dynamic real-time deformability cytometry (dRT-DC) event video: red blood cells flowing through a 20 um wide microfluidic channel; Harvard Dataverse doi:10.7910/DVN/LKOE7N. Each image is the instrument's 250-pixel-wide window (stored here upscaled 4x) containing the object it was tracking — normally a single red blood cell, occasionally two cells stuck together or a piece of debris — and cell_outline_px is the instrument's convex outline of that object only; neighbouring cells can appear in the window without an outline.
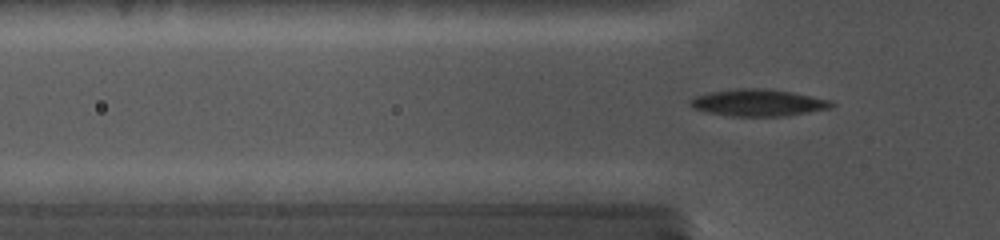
{"species": "common noctule bat (a hibernating species)", "species_latin": "Nyctalus noctula", "temperature_condition": "cold", "stored_images_in_passage": 66, "camera_frame_rate_fps": 5000, "um_per_image_px": 0.085, "animal": {"sex": "female", "body_mass_g": 19.0, "forearm_length_mm": 56.7}, "frame": {"image": 1, "passage_image": 20, "time_ms": 4.8, "image_size_px": [1000, 240], "cell_outline_px": [[836, 104], [832, 108], [784, 116], [732, 116], [708, 112], [692, 108], [688, 104], [692, 100], [700, 96], [712, 92], [740, 88], [756, 88], [792, 92], [832, 100]], "centroid_in_image_um": [64.52, 8.74], "position_along_channel_um": 61.3, "area_um2": 21.79}}
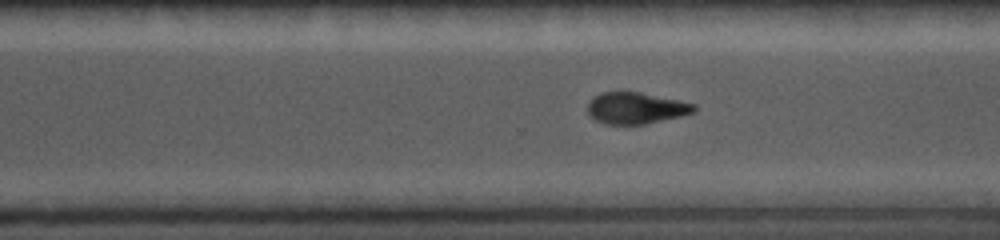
{"frame": {"image": 2, "passage_image": 47, "time_ms": 11.4, "image_size_px": [1000, 240], "cell_outline_px": [[696, 108], [692, 112], [680, 116], [644, 124], [604, 124], [588, 116], [588, 104], [596, 96], [604, 92], [640, 92], [680, 100], [696, 104]], "centroid_in_image_um": [54.05, 9.19], "position_along_channel_um": 316.5, "area_um2": 19.31}}
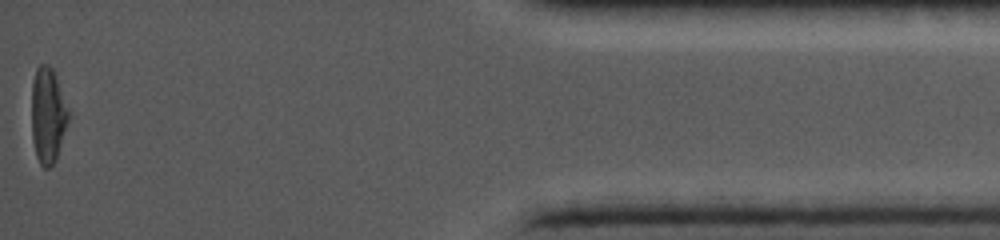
{"frame": {"image": 3, "passage_image": 66, "time_ms": 15.8, "image_size_px": [1000, 240], "cell_outline_px": [[68, 120], [56, 160], [48, 168], [44, 168], [40, 164], [36, 156], [32, 140], [32, 84], [36, 68], [40, 64], [44, 64], [52, 68], [68, 108]], "centroid_in_image_um": [4.05, 9.83], "position_along_channel_um": 431.2, "area_um2": 20.23}}